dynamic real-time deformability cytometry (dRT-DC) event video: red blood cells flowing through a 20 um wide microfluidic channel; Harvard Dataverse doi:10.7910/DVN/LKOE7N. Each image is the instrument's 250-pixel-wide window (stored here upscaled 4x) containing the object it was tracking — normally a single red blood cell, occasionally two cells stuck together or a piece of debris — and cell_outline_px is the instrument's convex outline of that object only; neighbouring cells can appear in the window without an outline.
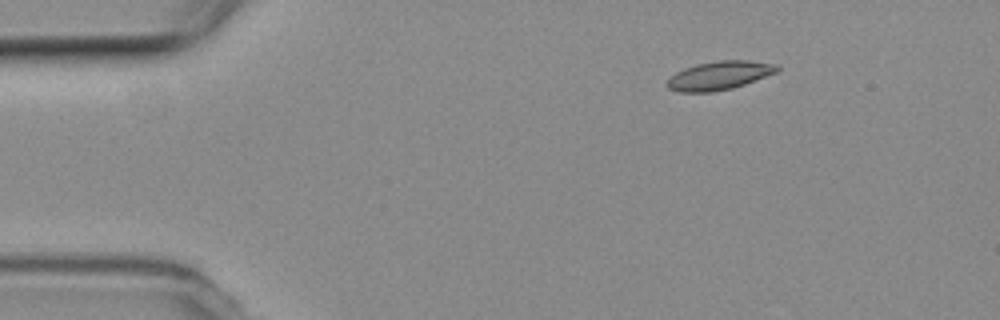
{"species": "common noctule bat (a hibernating species)", "species_latin": "Nyctalus noctula", "temperature_condition": "room temperature", "stored_images_in_passage": 47, "camera_frame_rate_fps": 3000, "um_per_image_px": 0.085, "animal": {"sex": "female", "body_mass_g": 19.3, "forearm_length_mm": 54.1}, "frame": {"image": 1, "passage_image": 1, "time_ms": 0.0, "image_size_px": [1000, 320], "cell_outline_px": [[780, 68], [776, 72], [744, 84], [732, 88], [712, 92], [680, 92], [668, 88], [664, 84], [676, 72], [684, 68], [696, 64], [720, 60], [748, 60], [776, 64]], "centroid_in_image_um": [61.11, 6.41], "position_along_channel_um": 23.9, "area_um2": 18.21}}
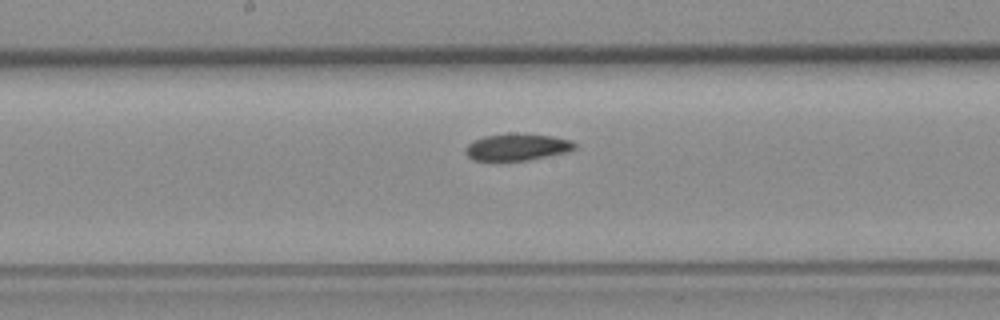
{"frame": {"image": 2, "passage_image": 21, "time_ms": 6.667, "image_size_px": [1000, 320], "cell_outline_px": [[576, 148], [568, 152], [528, 160], [472, 160], [464, 152], [464, 148], [472, 140], [484, 136], [512, 132], [552, 136], [572, 140], [576, 144]], "centroid_in_image_um": [43.94, 12.48], "position_along_channel_um": 204.3, "area_um2": 17.34}}
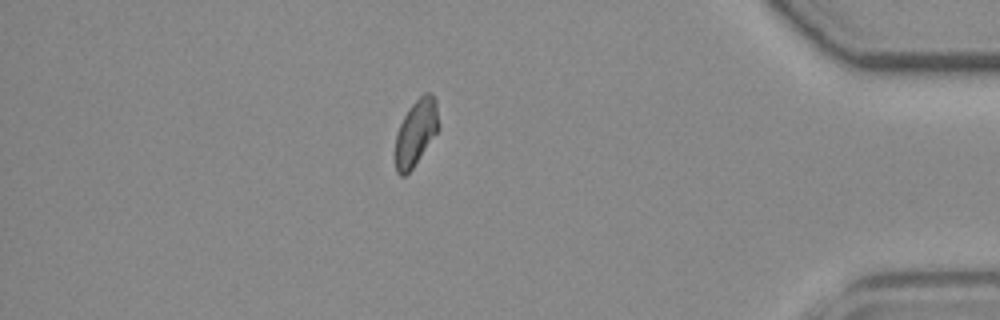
{"frame": {"image": 3, "passage_image": 40, "time_ms": 13.0, "image_size_px": [1000, 320], "cell_outline_px": [[440, 128], [412, 168], [404, 176], [400, 176], [396, 172], [396, 132], [408, 108], [424, 92], [432, 92], [436, 100], [440, 124]], "centroid_in_image_um": [35.38, 11.21], "position_along_channel_um": 399.8, "area_um2": 16.7}, "authors_computed_cell_mechanics": {"area_um2": 17.4556, "velocity_mm_per_s": 3.7708, "shape_relaxation_time_tau1_ms": 6.2768, "shape_relaxation_time_tau2_ms": 6.2673, "deformation_change_tau1": 0.1254, "deformation_change_tau2": 0.0931}}